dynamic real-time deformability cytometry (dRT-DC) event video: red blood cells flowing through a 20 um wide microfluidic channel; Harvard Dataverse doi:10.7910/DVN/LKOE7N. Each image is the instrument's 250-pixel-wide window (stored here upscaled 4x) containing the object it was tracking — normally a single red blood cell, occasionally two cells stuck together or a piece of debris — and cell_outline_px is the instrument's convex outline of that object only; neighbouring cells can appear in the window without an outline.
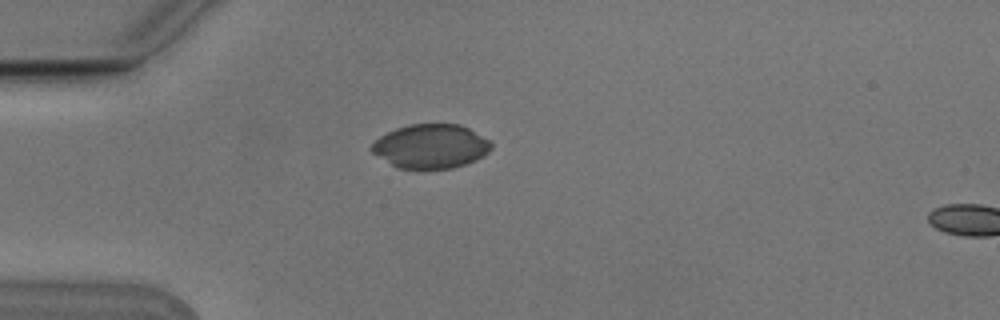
{"species": "Egyptian fruit bat (a non-hibernating species)", "species_latin": "Rousettus aegyptiacus", "temperature_condition": "cold", "stored_images_in_passage": 2, "camera_frame_rate_fps": 3000, "um_per_image_px": 0.085, "animal": {"sex": "male"}, "frame": {"image": 1, "passage_image": 1, "time_ms": 0.0, "image_size_px": [1000, 320], "cell_outline_px": [[492, 148], [484, 156], [476, 160], [452, 168], [424, 172], [416, 172], [396, 168], [372, 152], [368, 148], [380, 136], [396, 128], [412, 124], [460, 124], [468, 128], [488, 140], [492, 144]], "centroid_in_image_um": [36.58, 12.49], "position_along_channel_um": 48.4, "area_um2": 31.44}}